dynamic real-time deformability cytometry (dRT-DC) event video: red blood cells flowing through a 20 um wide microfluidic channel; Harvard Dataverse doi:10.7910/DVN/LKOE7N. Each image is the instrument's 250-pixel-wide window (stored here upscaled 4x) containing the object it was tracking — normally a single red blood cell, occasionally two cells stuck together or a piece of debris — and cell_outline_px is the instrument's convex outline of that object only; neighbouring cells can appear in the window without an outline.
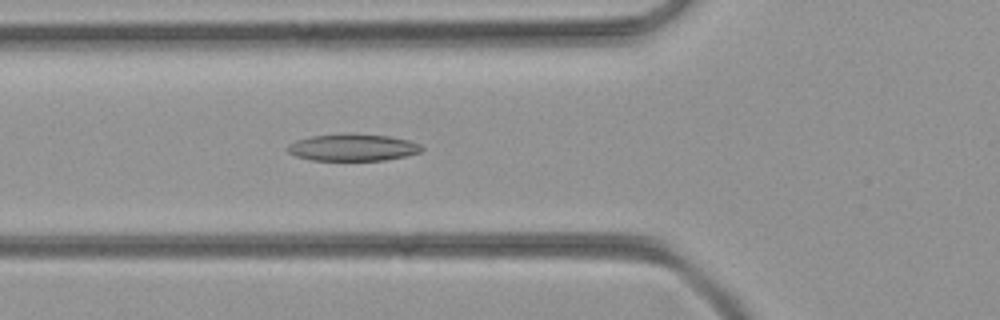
{"species": "common noctule bat (a hibernating species)", "species_latin": "Nyctalus noctula", "temperature_condition": "room temperature", "stored_images_in_passage": 42, "camera_frame_rate_fps": 3000, "um_per_image_px": 0.085, "animal": {"sex": "female", "body_mass_g": 21.9}, "frame": {"image": 1, "passage_image": 9, "time_ms": 2.667, "image_size_px": [1000, 320], "cell_outline_px": [[424, 148], [420, 152], [404, 156], [384, 160], [312, 160], [296, 156], [288, 152], [284, 148], [288, 144], [296, 140], [312, 136], [388, 136], [408, 140], [420, 144]], "centroid_in_image_um": [29.96, 12.57], "position_along_channel_um": 95.8, "area_um2": 20.17}}
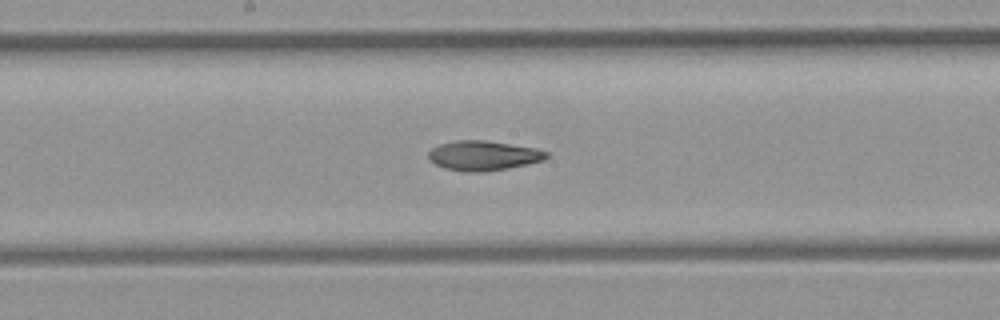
{"frame": {"image": 2, "passage_image": 17, "time_ms": 5.333, "image_size_px": [1000, 320], "cell_outline_px": [[548, 156], [544, 160], [528, 164], [508, 168], [484, 172], [468, 172], [444, 168], [436, 164], [428, 156], [428, 152], [432, 148], [440, 144], [456, 140], [484, 140], [536, 148], [548, 152]], "centroid_in_image_um": [41.1, 13.23], "position_along_channel_um": 207.1, "area_um2": 20.35}}
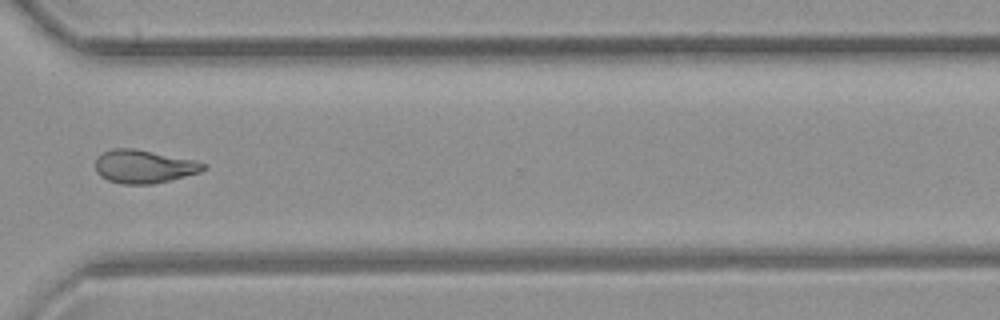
{"frame": {"image": 3, "passage_image": 28, "time_ms": 9.0, "image_size_px": [1000, 320], "cell_outline_px": [[208, 168], [200, 172], [152, 184], [120, 184], [108, 180], [100, 176], [96, 172], [96, 156], [112, 148], [136, 148], [192, 160], [208, 164]], "centroid_in_image_um": [12.2, 14.15], "position_along_channel_um": 358.4, "area_um2": 20.92}}